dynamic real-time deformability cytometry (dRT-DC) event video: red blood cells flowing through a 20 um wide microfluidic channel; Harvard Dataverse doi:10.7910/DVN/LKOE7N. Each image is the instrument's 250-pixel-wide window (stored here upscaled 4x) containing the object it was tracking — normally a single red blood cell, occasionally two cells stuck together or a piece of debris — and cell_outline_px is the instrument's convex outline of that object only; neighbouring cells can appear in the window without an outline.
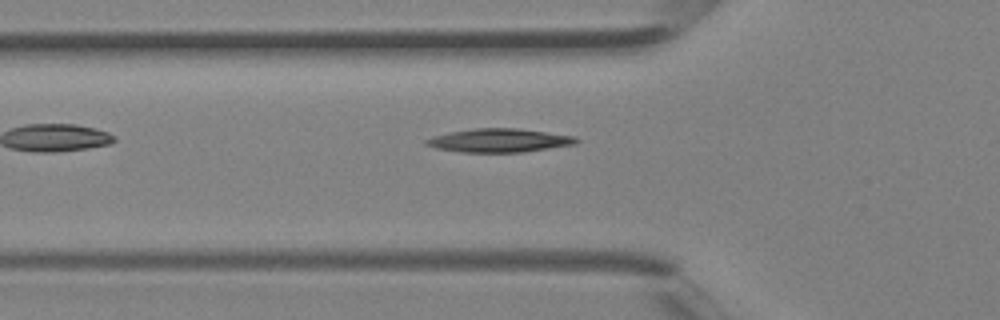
{"species": "Egyptian fruit bat (a non-hibernating species)", "species_latin": "Rousettus aegyptiacus", "temperature_condition": "room temperature", "stored_images_in_passage": 4, "camera_frame_rate_fps": 3000, "um_per_image_px": 0.085, "animal": {"sex": "female"}, "frame": {"image": 1, "passage_image": 4, "time_ms": 1.0, "image_size_px": [1000, 320], "cell_outline_px": [[580, 140], [576, 144], [524, 152], [460, 152], [436, 148], [424, 144], [424, 140], [436, 136], [452, 132], [472, 128], [516, 128], [576, 136]], "centroid_in_image_um": [42.47, 11.94], "position_along_channel_um": 83.3, "area_um2": 20.52}}